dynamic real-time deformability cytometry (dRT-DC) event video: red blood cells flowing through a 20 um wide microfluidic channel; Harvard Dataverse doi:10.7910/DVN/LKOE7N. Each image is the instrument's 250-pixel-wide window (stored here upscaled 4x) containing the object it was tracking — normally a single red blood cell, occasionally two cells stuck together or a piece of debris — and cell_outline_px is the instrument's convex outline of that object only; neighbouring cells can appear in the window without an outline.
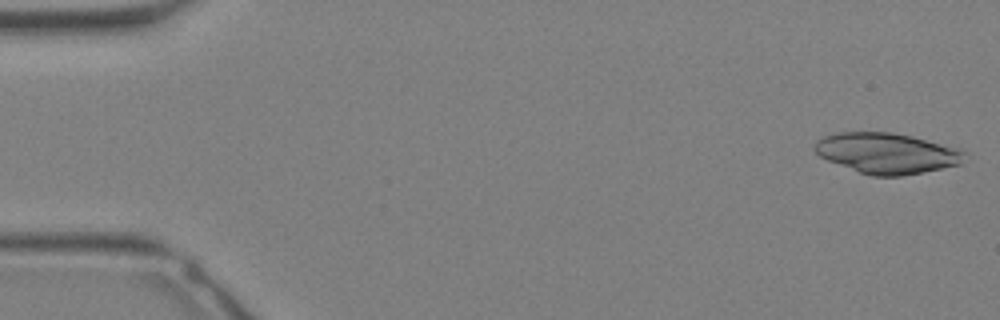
{"species": "Egyptian fruit bat (a non-hibernating species)", "species_latin": "Rousettus aegyptiacus", "temperature_condition": "warm", "stored_images_in_passage": 12, "camera_frame_rate_fps": 3000, "um_per_image_px": 0.085, "animal": {"sex": "female"}, "frame": {"image": 1, "passage_image": 1, "time_ms": 0.0, "image_size_px": [1000, 320], "cell_outline_px": [[968, 152], [960, 164], [900, 176], [872, 176], [860, 172], [828, 160], [820, 156], [812, 148], [816, 140], [824, 136], [836, 132], [892, 132], [912, 136], [960, 148]], "centroid_in_image_um": [75.38, 13.0], "position_along_channel_um": 9.6, "area_um2": 35.37}}